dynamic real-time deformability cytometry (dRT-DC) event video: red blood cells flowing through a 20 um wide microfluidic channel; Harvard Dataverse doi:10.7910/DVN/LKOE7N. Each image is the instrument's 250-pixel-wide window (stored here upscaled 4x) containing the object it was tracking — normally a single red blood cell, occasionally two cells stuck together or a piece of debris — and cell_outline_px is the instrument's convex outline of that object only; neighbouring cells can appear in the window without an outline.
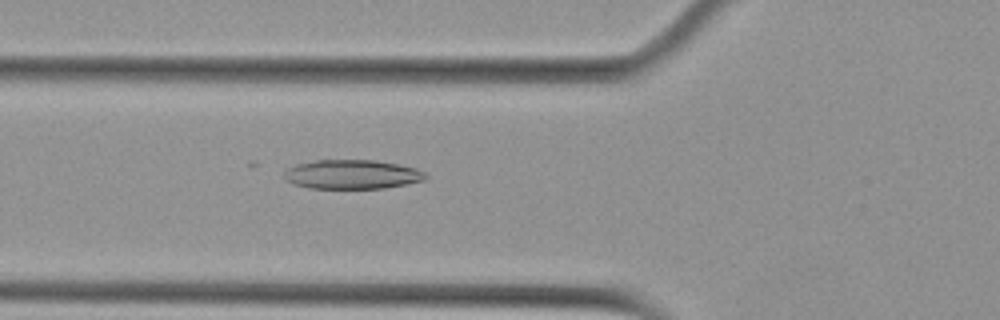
{"species": "Egyptian fruit bat (a non-hibernating species)", "species_latin": "Rousettus aegyptiacus", "temperature_condition": "cold", "stored_images_in_passage": 53, "camera_frame_rate_fps": 3000, "um_per_image_px": 0.085, "animal": {"sex": "female"}, "frame": {"image": 1, "passage_image": 19, "time_ms": 6.0, "image_size_px": [1000, 320], "cell_outline_px": [[428, 176], [424, 180], [384, 188], [308, 188], [296, 184], [288, 180], [284, 176], [284, 172], [288, 168], [296, 164], [316, 160], [376, 160], [400, 164], [416, 168], [424, 172]], "centroid_in_image_um": [29.95, 14.81], "position_along_channel_um": 95.9, "area_um2": 23.93}}
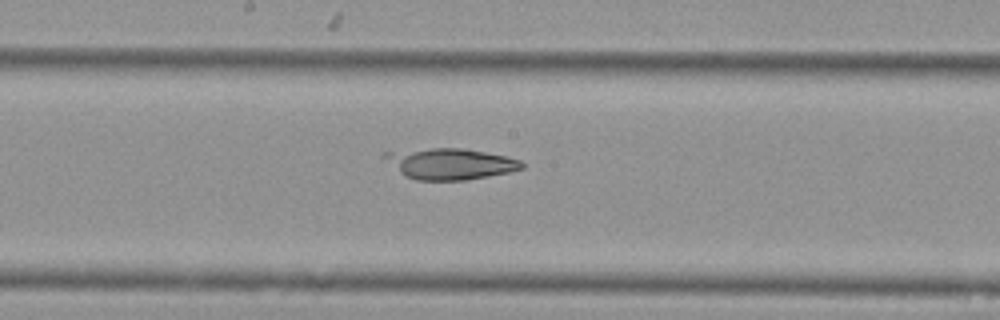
{"frame": {"image": 2, "passage_image": 28, "time_ms": 9.0, "image_size_px": [1000, 320], "cell_outline_px": [[524, 168], [508, 172], [488, 176], [464, 180], [416, 180], [404, 176], [380, 156], [380, 152], [432, 148], [464, 148], [508, 156], [520, 160], [524, 164]], "centroid_in_image_um": [38.22, 13.91], "position_along_channel_um": 210.0, "area_um2": 25.03}}
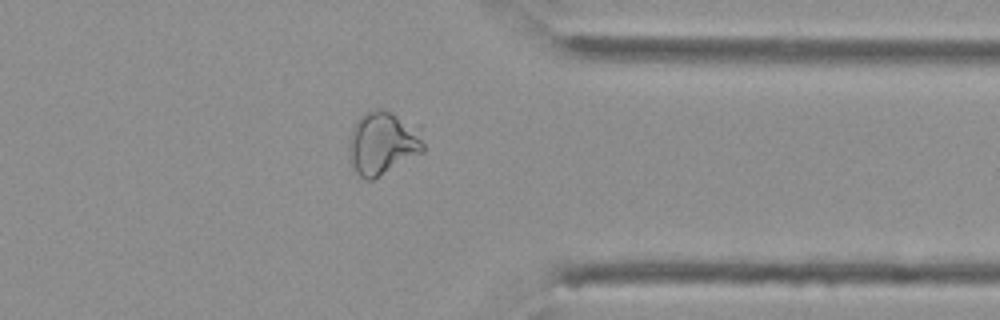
{"frame": {"image": 3, "passage_image": 42, "time_ms": 13.667, "image_size_px": [1000, 320], "cell_outline_px": [[424, 152], [372, 180], [368, 180], [360, 176], [348, 164], [348, 144], [352, 128], [356, 120], [360, 116], [368, 112], [380, 108], [384, 108], [424, 124]], "centroid_in_image_um": [32.6, 12.11], "position_along_channel_um": 378.8, "area_um2": 28.9}, "authors_computed_cell_mechanics": {"area_um2": 27.9752, "velocity_mm_per_s": 3.778, "shape_relaxation_time_tau1_ms": null, "shape_relaxation_time_tau2_ms": 3.2656, "deformation_change_tau1": null, "deformation_change_tau2": 0.0935}}